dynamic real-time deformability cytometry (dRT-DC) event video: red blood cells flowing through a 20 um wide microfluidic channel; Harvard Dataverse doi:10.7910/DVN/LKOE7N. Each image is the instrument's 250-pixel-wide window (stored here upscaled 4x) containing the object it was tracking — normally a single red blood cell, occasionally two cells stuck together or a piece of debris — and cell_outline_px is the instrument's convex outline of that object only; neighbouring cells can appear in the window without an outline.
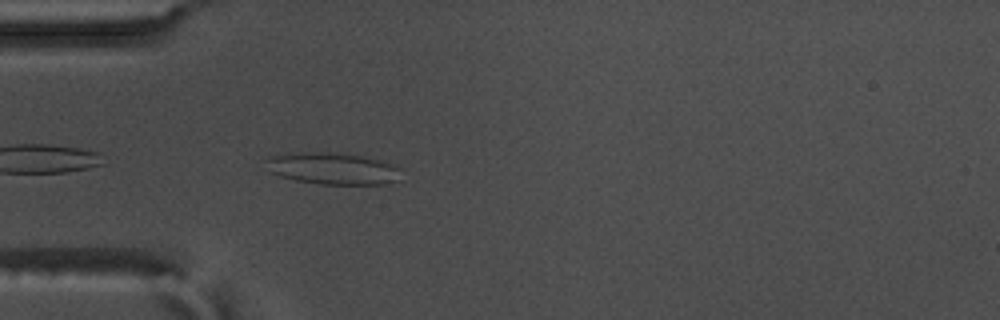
{"species": "common noctule bat (a hibernating species)", "species_latin": "Nyctalus noctula", "temperature_condition": "warm", "stored_images_in_passage": 42, "camera_frame_rate_fps": 3000, "um_per_image_px": 0.085, "animal": {"sex": "male", "body_mass_g": 17.5, "forearm_length_mm": 52.3}, "frame": {"image": 1, "passage_image": 2, "time_ms": 0.333, "image_size_px": [1000, 320], "cell_outline_px": [[400, 168], [396, 180], [384, 184], [320, 184], [296, 180], [280, 176], [268, 172], [268, 156], [288, 152], [332, 152], [360, 156], [380, 160], [396, 164]], "centroid_in_image_um": [28.24, 14.31], "position_along_channel_um": 56.8, "area_um2": 25.03}}
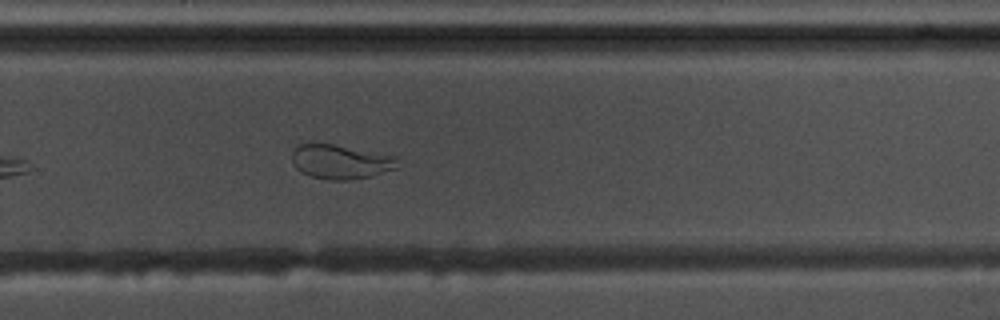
{"frame": {"image": 2, "passage_image": 23, "time_ms": 7.333, "image_size_px": [1000, 320], "cell_outline_px": [[400, 168], [372, 176], [348, 180], [328, 180], [312, 176], [300, 172], [296, 168], [292, 160], [292, 152], [300, 144], [332, 144], [396, 156]], "centroid_in_image_um": [28.99, 13.77], "position_along_channel_um": 300.8, "area_um2": 21.1}}
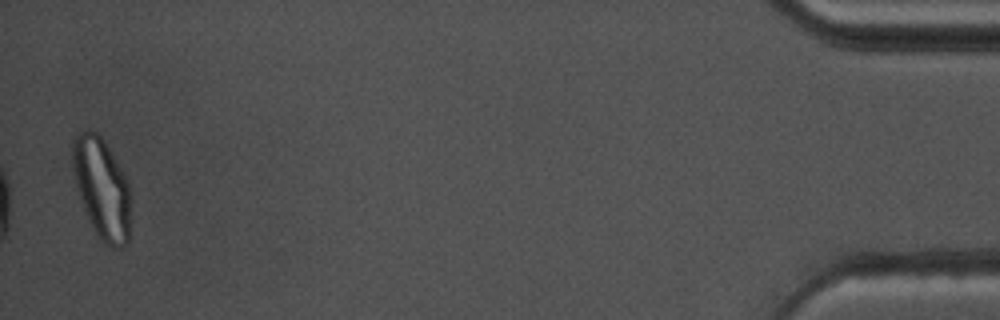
{"frame": {"image": 3, "passage_image": 41, "time_ms": 13.333, "image_size_px": [1000, 320], "cell_outline_px": [[132, 200], [128, 240], [120, 248], [112, 248], [104, 244], [96, 236], [88, 220], [80, 200], [76, 184], [72, 160], [72, 140], [80, 132], [96, 132], [104, 140], [112, 152], [124, 172], [128, 184]], "centroid_in_image_um": [8.68, 16.06], "position_along_channel_um": 426.5, "area_um2": 34.56}, "authors_computed_cell_mechanics": {"area_um2": 22.6287, "velocity_mm_per_s": 3.5739, "shape_relaxation_time_tau1_ms": null, "shape_relaxation_time_tau2_ms": 0.8963, "deformation_change_tau1": null, "deformation_change_tau2": 0.0683}}